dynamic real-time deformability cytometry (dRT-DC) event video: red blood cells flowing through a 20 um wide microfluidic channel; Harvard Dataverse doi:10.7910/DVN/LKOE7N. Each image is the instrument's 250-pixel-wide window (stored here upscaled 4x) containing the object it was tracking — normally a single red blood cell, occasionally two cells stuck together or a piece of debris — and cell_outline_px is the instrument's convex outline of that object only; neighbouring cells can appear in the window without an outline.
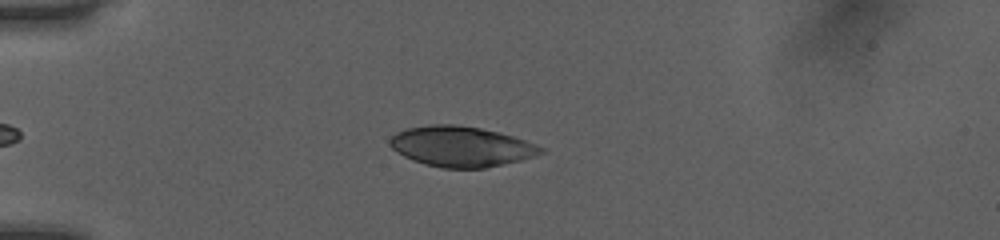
{"species": "human", "species_latin": "Homo sapiens", "temperature_condition": "room temperature", "stored_images_in_passage": 34, "camera_frame_rate_fps": 3000, "um_per_image_px": 0.085, "donor": {"sex": "female"}, "frame": {"image": 1, "passage_image": 4, "time_ms": 1.0, "image_size_px": [1000, 240], "cell_outline_px": [[544, 152], [520, 160], [484, 168], [440, 168], [424, 164], [412, 160], [404, 156], [392, 148], [388, 144], [388, 140], [396, 132], [404, 128], [428, 124], [456, 124], [480, 128], [500, 132], [536, 144], [544, 148]], "centroid_in_image_um": [39.14, 12.44], "position_along_channel_um": 45.9, "area_um2": 35.6}}
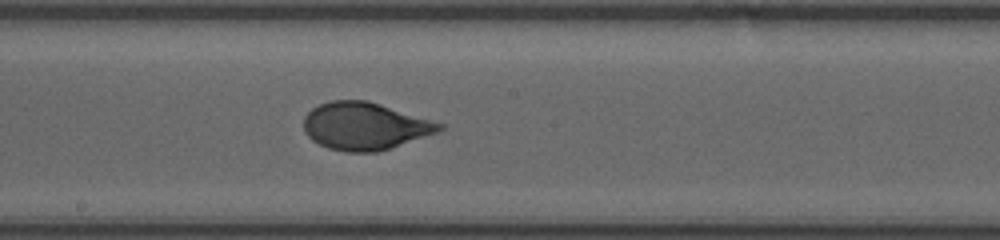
{"frame": {"image": 2, "passage_image": 19, "time_ms": 6.0, "image_size_px": [1000, 240], "cell_outline_px": [[444, 128], [440, 132], [376, 152], [344, 152], [328, 148], [312, 140], [304, 132], [304, 116], [312, 108], [320, 104], [332, 100], [368, 100], [444, 124]], "centroid_in_image_um": [31.0, 10.72], "position_along_channel_um": 217.2, "area_um2": 37.45}}
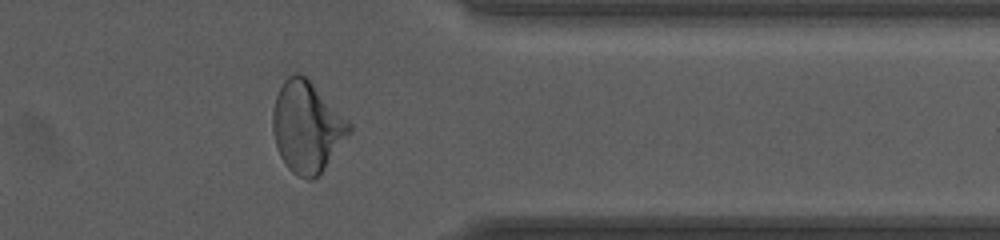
{"frame": {"image": 3, "passage_image": 32, "time_ms": 10.333, "image_size_px": [1000, 240], "cell_outline_px": [[352, 132], [324, 168], [312, 180], [308, 180], [292, 172], [288, 168], [280, 156], [276, 148], [272, 128], [272, 112], [276, 96], [284, 80], [288, 76], [296, 72], [300, 72], [308, 76], [352, 124]], "centroid_in_image_um": [26.09, 10.74], "position_along_channel_um": 385.3, "area_um2": 40.86}, "authors_computed_cell_mechanics": {"area_um2": 37.4833, "velocity_mm_per_s": 4.037, "shape_relaxation_time_tau1_ms": 3.6865, "shape_relaxation_time_tau2_ms": null, "deformation_change_tau1": 0.176, "deformation_change_tau2": null}}